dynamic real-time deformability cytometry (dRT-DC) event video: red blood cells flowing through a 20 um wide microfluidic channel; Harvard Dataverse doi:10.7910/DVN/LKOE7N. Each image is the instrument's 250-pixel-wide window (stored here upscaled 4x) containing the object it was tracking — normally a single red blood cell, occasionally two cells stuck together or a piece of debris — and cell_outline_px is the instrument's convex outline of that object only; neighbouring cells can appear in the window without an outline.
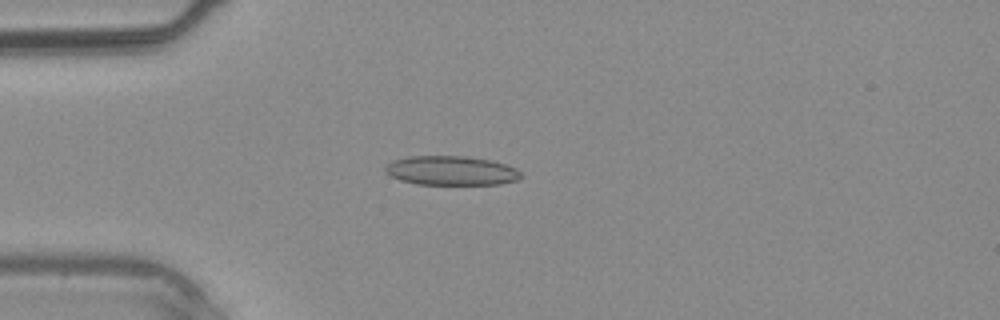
{"species": "common noctule bat (a hibernating species)", "species_latin": "Nyctalus noctula", "temperature_condition": "warm", "stored_images_in_passage": 3, "camera_frame_rate_fps": 3000, "um_per_image_px": 0.085, "animal": {"sex": "male", "body_mass_g": 20.4}, "frame": {"image": 1, "passage_image": 3, "time_ms": 2.333, "image_size_px": [1000, 320], "cell_outline_px": [[524, 176], [520, 180], [500, 184], [416, 184], [400, 180], [384, 172], [384, 168], [392, 160], [408, 156], [464, 156], [492, 160], [516, 168]], "centroid_in_image_um": [38.37, 14.5], "position_along_channel_um": 46.6, "area_um2": 23.29}}